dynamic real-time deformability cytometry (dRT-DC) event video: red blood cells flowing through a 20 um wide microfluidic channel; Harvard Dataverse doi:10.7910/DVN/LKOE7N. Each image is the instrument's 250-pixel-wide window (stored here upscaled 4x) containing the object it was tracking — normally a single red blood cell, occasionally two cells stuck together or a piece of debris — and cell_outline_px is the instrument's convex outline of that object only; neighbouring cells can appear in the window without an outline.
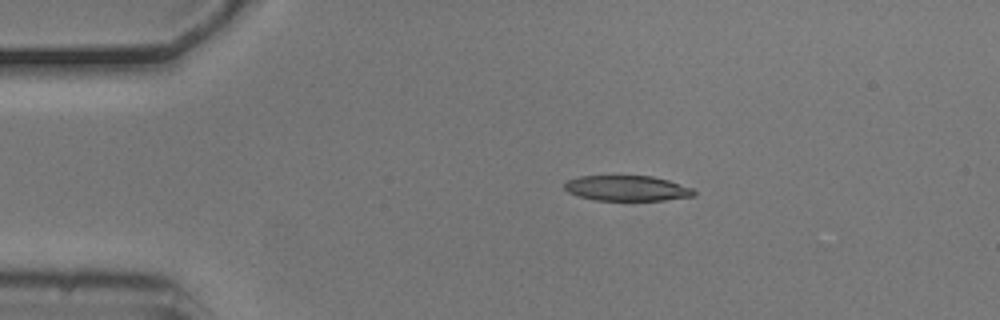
{"species": "common noctule bat (a hibernating species)", "species_latin": "Nyctalus noctula", "temperature_condition": "cold", "stored_images_in_passage": 4, "camera_frame_rate_fps": 3000, "um_per_image_px": 0.085, "animal": {"sex": "male", "body_mass_g": 20.5, "forearm_length_mm": 52.5}, "frame": {"image": 1, "passage_image": 1, "time_ms": 0.0, "image_size_px": [1000, 320], "cell_outline_px": [[696, 196], [664, 200], [596, 200], [580, 196], [568, 192], [564, 188], [564, 184], [568, 180], [580, 176], [652, 176], [668, 180], [692, 188], [696, 192]], "centroid_in_image_um": [53.32, 16.0], "position_along_channel_um": 31.7, "area_um2": 19.02}}
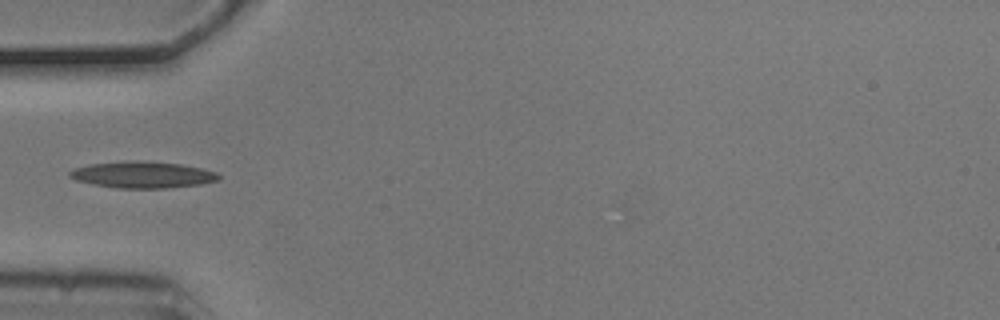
{"frame": {"image": 2, "passage_image": 3, "time_ms": 0.667, "image_size_px": [1000, 320], "cell_outline_px": [[220, 180], [200, 184], [168, 188], [116, 188], [92, 184], [76, 180], [68, 176], [68, 172], [72, 168], [88, 164], [124, 160], [180, 164], [200, 168], [216, 172], [220, 176]], "centroid_in_image_um": [12.06, 14.85], "position_along_channel_um": 72.9, "area_um2": 23.06}}
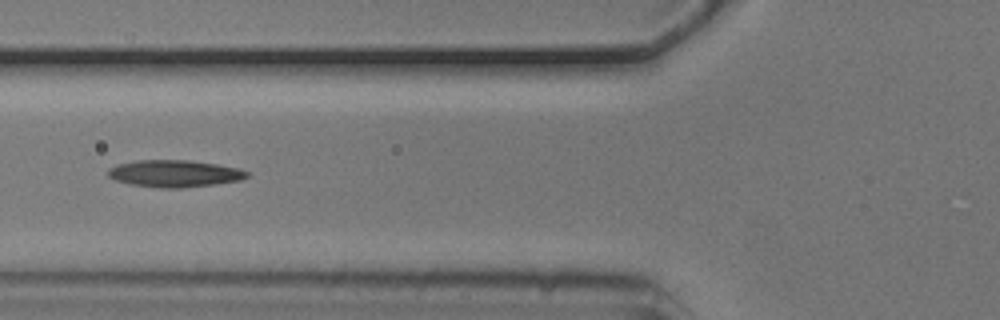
{"frame": {"image": 3, "passage_image": 4, "time_ms": 1.0, "image_size_px": [1000, 320], "cell_outline_px": [[248, 176], [240, 180], [212, 184], [180, 188], [160, 188], [132, 184], [116, 180], [108, 176], [108, 168], [116, 164], [136, 160], [188, 160], [216, 164], [240, 168], [248, 172]], "centroid_in_image_um": [14.81, 14.74], "position_along_channel_um": 111.0, "area_um2": 21.73}}